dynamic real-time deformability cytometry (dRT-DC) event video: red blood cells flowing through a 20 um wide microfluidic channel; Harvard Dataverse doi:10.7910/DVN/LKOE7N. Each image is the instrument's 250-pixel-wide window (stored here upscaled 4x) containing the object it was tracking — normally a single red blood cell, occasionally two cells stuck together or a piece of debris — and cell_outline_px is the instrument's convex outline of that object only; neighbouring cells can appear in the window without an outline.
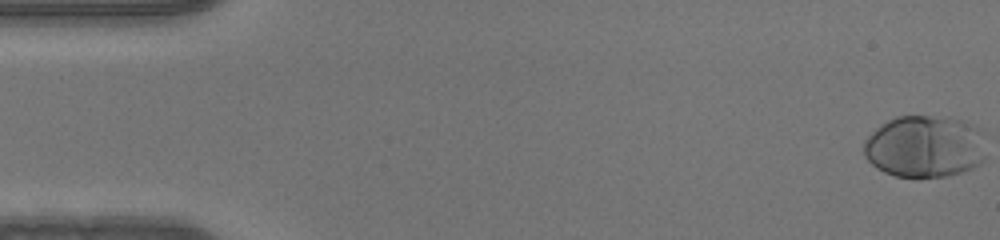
{"species": "human", "species_latin": "Homo sapiens", "temperature_condition": "warm", "stored_images_in_passage": 51, "camera_frame_rate_fps": 3000, "um_per_image_px": 0.085, "donor": {"sex": "male"}, "frame": {"image": 1, "passage_image": 1, "time_ms": 0.0, "image_size_px": [1000, 240], "cell_outline_px": [[984, 160], [980, 164], [972, 168], [948, 176], [896, 176], [884, 172], [876, 168], [864, 156], [864, 140], [876, 128], [888, 120], [896, 116], [948, 116], [960, 120], [976, 128], [984, 156]], "centroid_in_image_um": [78.53, 12.45], "position_along_channel_um": 6.5, "area_um2": 43.64}}
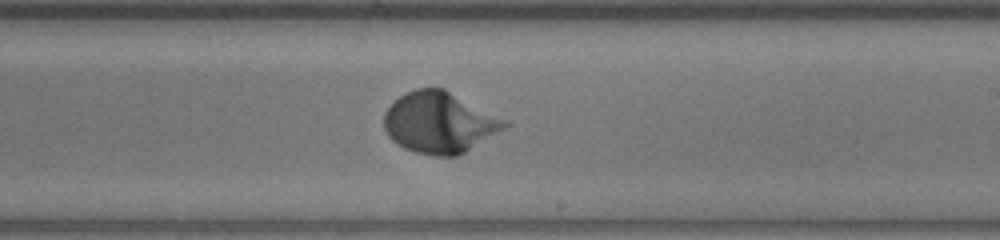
{"frame": {"image": 2, "passage_image": 30, "time_ms": 9.667, "image_size_px": [1000, 240], "cell_outline_px": [[512, 124], [464, 152], [456, 156], [432, 156], [416, 152], [404, 148], [396, 144], [388, 136], [384, 128], [384, 112], [400, 96], [416, 88], [444, 88], [508, 120]], "centroid_in_image_um": [37.36, 10.42], "position_along_channel_um": 251.6, "area_um2": 42.89}}
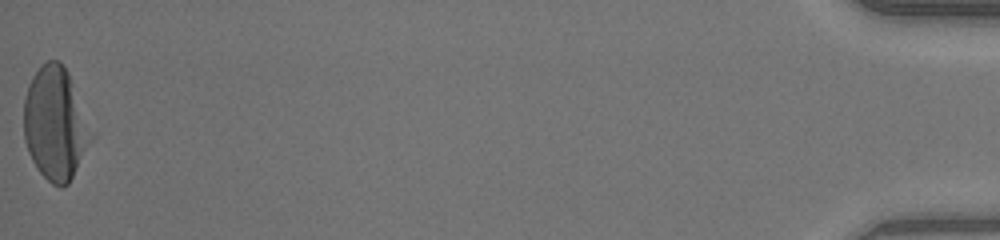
{"frame": {"image": 3, "passage_image": 51, "time_ms": 16.667, "image_size_px": [1000, 240], "cell_outline_px": [[96, 136], [68, 184], [60, 188], [52, 184], [36, 168], [28, 152], [24, 140], [24, 100], [28, 84], [32, 76], [40, 64], [48, 60], [56, 60], [68, 72], [96, 132]], "centroid_in_image_um": [4.75, 10.53], "position_along_channel_um": 430.5, "area_um2": 45.26}}